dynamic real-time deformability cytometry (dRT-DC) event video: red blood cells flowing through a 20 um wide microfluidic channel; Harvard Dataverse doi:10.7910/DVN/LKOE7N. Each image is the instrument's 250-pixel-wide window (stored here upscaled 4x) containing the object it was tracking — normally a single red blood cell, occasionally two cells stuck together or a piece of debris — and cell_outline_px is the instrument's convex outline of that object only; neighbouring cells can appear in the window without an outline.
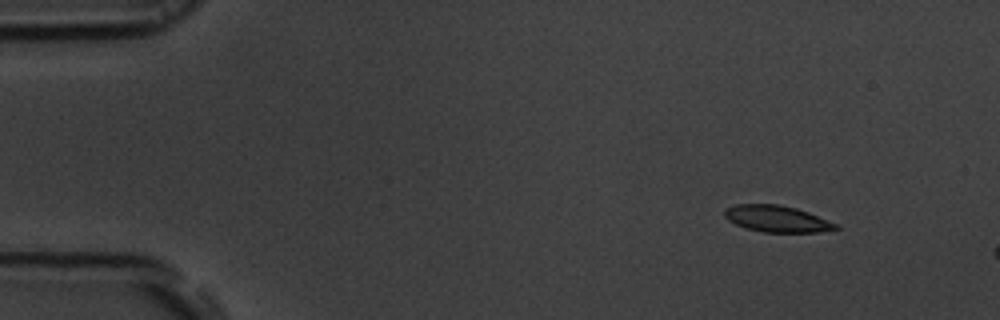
{"species": "common noctule bat (a hibernating species)", "species_latin": "Nyctalus noctula", "temperature_condition": "room temperature", "stored_images_in_passage": 7, "camera_frame_rate_fps": 3000, "um_per_image_px": 0.085, "animal": {"sex": "male", "body_mass_g": 19.5, "forearm_length_mm": 54.6}, "frame": {"image": 1, "passage_image": 1, "time_ms": 0.0, "image_size_px": [1000, 320], "cell_outline_px": [[840, 228], [820, 232], [764, 232], [748, 228], [736, 224], [728, 220], [724, 216], [724, 208], [736, 204], [780, 204], [796, 208], [808, 212], [840, 224]], "centroid_in_image_um": [66.07, 18.59], "position_along_channel_um": 18.9, "area_um2": 17.28}}